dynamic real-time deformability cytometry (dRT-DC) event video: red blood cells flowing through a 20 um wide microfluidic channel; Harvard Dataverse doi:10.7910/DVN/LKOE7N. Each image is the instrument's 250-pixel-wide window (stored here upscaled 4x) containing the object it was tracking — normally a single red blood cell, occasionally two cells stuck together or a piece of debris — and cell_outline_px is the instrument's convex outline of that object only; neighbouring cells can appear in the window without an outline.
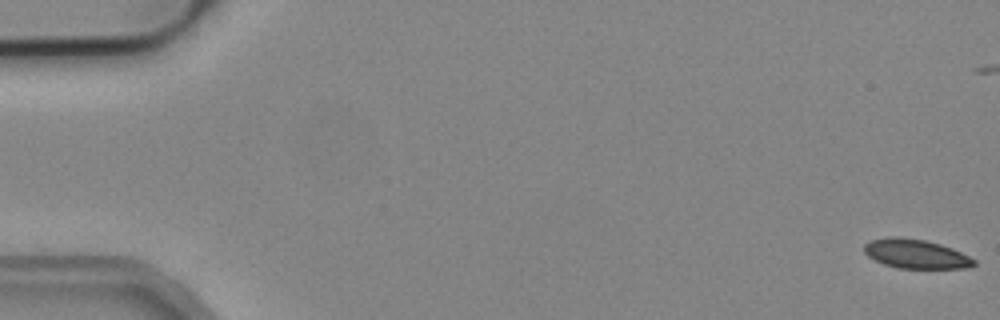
{"species": "common noctule bat (a hibernating species)", "species_latin": "Nyctalus noctula", "temperature_condition": "cold", "stored_images_in_passage": 7, "camera_frame_rate_fps": 3000, "um_per_image_px": 0.085, "animal": {"sex": "male", "body_mass_g": 19.2, "forearm_length_mm": 51.8}, "frame": {"image": 1, "passage_image": 1, "time_ms": 0.0, "image_size_px": [1000, 320], "cell_outline_px": [[976, 264], [968, 268], [896, 268], [884, 264], [868, 256], [864, 252], [864, 244], [872, 240], [892, 236], [896, 236], [924, 240], [940, 244], [952, 248], [976, 260]], "centroid_in_image_um": [77.84, 21.58], "position_along_channel_um": 7.2, "area_um2": 18.55}}
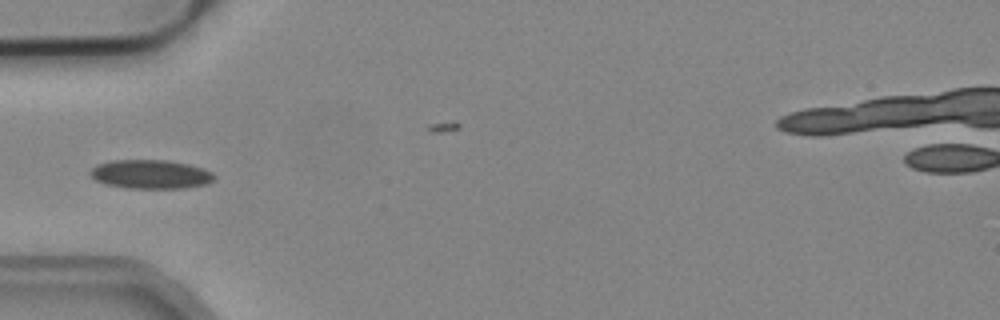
{"frame": {"image": 2, "passage_image": 5, "time_ms": 1.333, "image_size_px": [1000, 320], "cell_outline_px": [[216, 176], [208, 184], [184, 188], [128, 188], [104, 184], [96, 180], [88, 172], [96, 164], [112, 160], [168, 160], [188, 164], [204, 168], [212, 172]], "centroid_in_image_um": [12.81, 14.81], "position_along_channel_um": 72.2, "area_um2": 21.04}}